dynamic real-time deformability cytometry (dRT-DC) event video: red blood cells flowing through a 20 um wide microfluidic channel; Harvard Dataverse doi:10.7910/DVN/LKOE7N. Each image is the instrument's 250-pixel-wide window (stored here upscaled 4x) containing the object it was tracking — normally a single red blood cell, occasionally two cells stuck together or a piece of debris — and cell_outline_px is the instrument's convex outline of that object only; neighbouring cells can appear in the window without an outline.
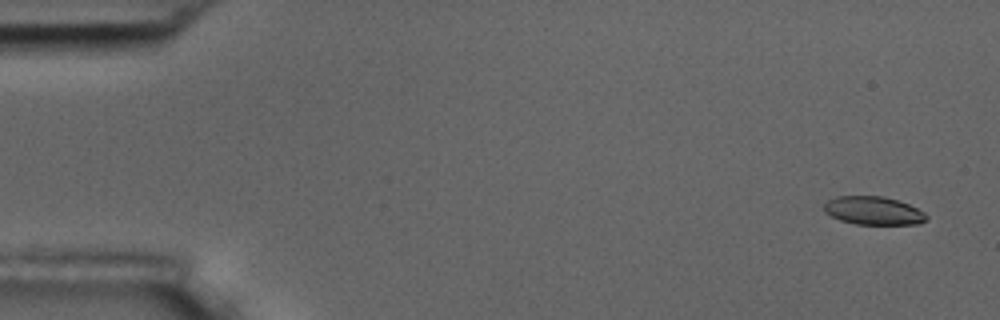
{"species": "common noctule bat (a hibernating species)", "species_latin": "Nyctalus noctula", "temperature_condition": "room temperature", "stored_images_in_passage": 5, "camera_frame_rate_fps": 3000, "um_per_image_px": 0.085, "animal": {"sex": "male", "body_mass_g": 17.5, "forearm_length_mm": 52.3}, "frame": {"image": 1, "passage_image": 1, "time_ms": 0.0, "image_size_px": [1000, 320], "cell_outline_px": [[928, 220], [920, 224], [856, 224], [840, 220], [824, 212], [824, 204], [828, 200], [836, 196], [884, 196], [908, 204], [924, 212], [928, 216]], "centroid_in_image_um": [74.25, 17.91], "position_along_channel_um": 10.8, "area_um2": 16.88}}
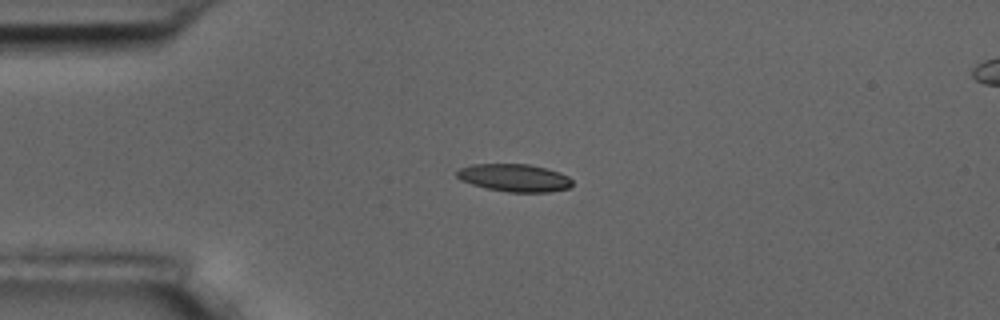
{"frame": {"image": 2, "passage_image": 4, "time_ms": 3.667, "image_size_px": [1000, 320], "cell_outline_px": [[572, 184], [568, 188], [548, 192], [508, 192], [488, 188], [472, 184], [460, 180], [456, 176], [456, 172], [460, 168], [472, 164], [528, 164], [560, 172], [568, 176], [572, 180]], "centroid_in_image_um": [43.71, 15.11], "position_along_channel_um": 41.3, "area_um2": 18.5}}